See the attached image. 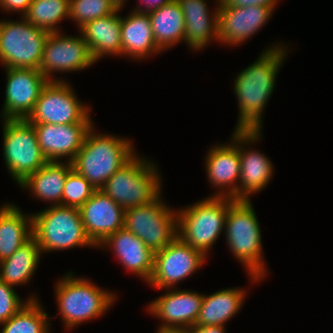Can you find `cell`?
Instances as JSON below:
<instances>
[{"label":"cell","instance_id":"10","mask_svg":"<svg viewBox=\"0 0 333 333\" xmlns=\"http://www.w3.org/2000/svg\"><path fill=\"white\" fill-rule=\"evenodd\" d=\"M161 195L147 205L125 210L124 215V228L154 253L178 237L177 211L165 204Z\"/></svg>","mask_w":333,"mask_h":333},{"label":"cell","instance_id":"31","mask_svg":"<svg viewBox=\"0 0 333 333\" xmlns=\"http://www.w3.org/2000/svg\"><path fill=\"white\" fill-rule=\"evenodd\" d=\"M42 306L39 300H30L19 312L0 324V333H49L50 317Z\"/></svg>","mask_w":333,"mask_h":333},{"label":"cell","instance_id":"16","mask_svg":"<svg viewBox=\"0 0 333 333\" xmlns=\"http://www.w3.org/2000/svg\"><path fill=\"white\" fill-rule=\"evenodd\" d=\"M205 156L206 175L212 187L217 188L211 196L237 200L241 171L239 131H233L229 144L213 145Z\"/></svg>","mask_w":333,"mask_h":333},{"label":"cell","instance_id":"12","mask_svg":"<svg viewBox=\"0 0 333 333\" xmlns=\"http://www.w3.org/2000/svg\"><path fill=\"white\" fill-rule=\"evenodd\" d=\"M95 64L83 36L50 33L45 43L43 56L38 68L48 81H66L53 73L81 71ZM56 78V79H55Z\"/></svg>","mask_w":333,"mask_h":333},{"label":"cell","instance_id":"20","mask_svg":"<svg viewBox=\"0 0 333 333\" xmlns=\"http://www.w3.org/2000/svg\"><path fill=\"white\" fill-rule=\"evenodd\" d=\"M79 211L87 236L96 246L109 235L124 228L125 210L100 190H97Z\"/></svg>","mask_w":333,"mask_h":333},{"label":"cell","instance_id":"37","mask_svg":"<svg viewBox=\"0 0 333 333\" xmlns=\"http://www.w3.org/2000/svg\"><path fill=\"white\" fill-rule=\"evenodd\" d=\"M141 3H138L139 5L142 4L144 6L140 7L139 5L133 8L132 11L138 12V13H150L153 11H156L157 9L161 8L163 5L171 3L173 0H140Z\"/></svg>","mask_w":333,"mask_h":333},{"label":"cell","instance_id":"23","mask_svg":"<svg viewBox=\"0 0 333 333\" xmlns=\"http://www.w3.org/2000/svg\"><path fill=\"white\" fill-rule=\"evenodd\" d=\"M118 9L109 16L86 23L78 29L95 62L107 56H122L121 16Z\"/></svg>","mask_w":333,"mask_h":333},{"label":"cell","instance_id":"38","mask_svg":"<svg viewBox=\"0 0 333 333\" xmlns=\"http://www.w3.org/2000/svg\"><path fill=\"white\" fill-rule=\"evenodd\" d=\"M189 333H226L225 326H197L188 329Z\"/></svg>","mask_w":333,"mask_h":333},{"label":"cell","instance_id":"5","mask_svg":"<svg viewBox=\"0 0 333 333\" xmlns=\"http://www.w3.org/2000/svg\"><path fill=\"white\" fill-rule=\"evenodd\" d=\"M137 153L117 170L100 189L124 210L144 206L161 194L158 166Z\"/></svg>","mask_w":333,"mask_h":333},{"label":"cell","instance_id":"26","mask_svg":"<svg viewBox=\"0 0 333 333\" xmlns=\"http://www.w3.org/2000/svg\"><path fill=\"white\" fill-rule=\"evenodd\" d=\"M245 288L220 289L210 295L204 294L197 326H225L237 314L246 296Z\"/></svg>","mask_w":333,"mask_h":333},{"label":"cell","instance_id":"3","mask_svg":"<svg viewBox=\"0 0 333 333\" xmlns=\"http://www.w3.org/2000/svg\"><path fill=\"white\" fill-rule=\"evenodd\" d=\"M251 200H235L227 211L225 239L227 245L251 278L263 280L268 273L263 259L261 229Z\"/></svg>","mask_w":333,"mask_h":333},{"label":"cell","instance_id":"24","mask_svg":"<svg viewBox=\"0 0 333 333\" xmlns=\"http://www.w3.org/2000/svg\"><path fill=\"white\" fill-rule=\"evenodd\" d=\"M122 56L135 60L150 58L162 50L156 45L147 13L129 12L121 16Z\"/></svg>","mask_w":333,"mask_h":333},{"label":"cell","instance_id":"22","mask_svg":"<svg viewBox=\"0 0 333 333\" xmlns=\"http://www.w3.org/2000/svg\"><path fill=\"white\" fill-rule=\"evenodd\" d=\"M184 15V42L189 49L199 51L213 41L218 42V6L209 12L206 0H176ZM212 13V14H211Z\"/></svg>","mask_w":333,"mask_h":333},{"label":"cell","instance_id":"34","mask_svg":"<svg viewBox=\"0 0 333 333\" xmlns=\"http://www.w3.org/2000/svg\"><path fill=\"white\" fill-rule=\"evenodd\" d=\"M30 300H38L33 294L26 301H23L15 288L9 286L0 280V324L9 320L17 312H19Z\"/></svg>","mask_w":333,"mask_h":333},{"label":"cell","instance_id":"13","mask_svg":"<svg viewBox=\"0 0 333 333\" xmlns=\"http://www.w3.org/2000/svg\"><path fill=\"white\" fill-rule=\"evenodd\" d=\"M206 259L200 250L177 237L165 248L155 252L153 272L147 284L162 290L174 289L179 281L196 273Z\"/></svg>","mask_w":333,"mask_h":333},{"label":"cell","instance_id":"9","mask_svg":"<svg viewBox=\"0 0 333 333\" xmlns=\"http://www.w3.org/2000/svg\"><path fill=\"white\" fill-rule=\"evenodd\" d=\"M50 32L19 20H0V64L38 70Z\"/></svg>","mask_w":333,"mask_h":333},{"label":"cell","instance_id":"1","mask_svg":"<svg viewBox=\"0 0 333 333\" xmlns=\"http://www.w3.org/2000/svg\"><path fill=\"white\" fill-rule=\"evenodd\" d=\"M275 44L264 49L254 63L236 76L234 93L238 102V121L234 130L262 131L264 109L276 86L277 74L288 53Z\"/></svg>","mask_w":333,"mask_h":333},{"label":"cell","instance_id":"30","mask_svg":"<svg viewBox=\"0 0 333 333\" xmlns=\"http://www.w3.org/2000/svg\"><path fill=\"white\" fill-rule=\"evenodd\" d=\"M70 16V0H33L23 16L29 23L47 32H62L58 23Z\"/></svg>","mask_w":333,"mask_h":333},{"label":"cell","instance_id":"41","mask_svg":"<svg viewBox=\"0 0 333 333\" xmlns=\"http://www.w3.org/2000/svg\"><path fill=\"white\" fill-rule=\"evenodd\" d=\"M217 4H223L225 0H216Z\"/></svg>","mask_w":333,"mask_h":333},{"label":"cell","instance_id":"7","mask_svg":"<svg viewBox=\"0 0 333 333\" xmlns=\"http://www.w3.org/2000/svg\"><path fill=\"white\" fill-rule=\"evenodd\" d=\"M234 201L231 197L208 196L177 210L178 237L207 257L225 231L228 207Z\"/></svg>","mask_w":333,"mask_h":333},{"label":"cell","instance_id":"15","mask_svg":"<svg viewBox=\"0 0 333 333\" xmlns=\"http://www.w3.org/2000/svg\"><path fill=\"white\" fill-rule=\"evenodd\" d=\"M203 297V293L188 289H166L146 310L162 321L157 330H188L196 324Z\"/></svg>","mask_w":333,"mask_h":333},{"label":"cell","instance_id":"27","mask_svg":"<svg viewBox=\"0 0 333 333\" xmlns=\"http://www.w3.org/2000/svg\"><path fill=\"white\" fill-rule=\"evenodd\" d=\"M32 235V214L25 215L15 204L0 207V261L12 256Z\"/></svg>","mask_w":333,"mask_h":333},{"label":"cell","instance_id":"6","mask_svg":"<svg viewBox=\"0 0 333 333\" xmlns=\"http://www.w3.org/2000/svg\"><path fill=\"white\" fill-rule=\"evenodd\" d=\"M32 235L42 254L50 251L97 246L85 231L78 208L48 206L32 214Z\"/></svg>","mask_w":333,"mask_h":333},{"label":"cell","instance_id":"28","mask_svg":"<svg viewBox=\"0 0 333 333\" xmlns=\"http://www.w3.org/2000/svg\"><path fill=\"white\" fill-rule=\"evenodd\" d=\"M41 249L32 237L9 258L0 261V280L9 286L26 285L40 263Z\"/></svg>","mask_w":333,"mask_h":333},{"label":"cell","instance_id":"18","mask_svg":"<svg viewBox=\"0 0 333 333\" xmlns=\"http://www.w3.org/2000/svg\"><path fill=\"white\" fill-rule=\"evenodd\" d=\"M273 9L267 6H218V42L241 45L257 33L271 18Z\"/></svg>","mask_w":333,"mask_h":333},{"label":"cell","instance_id":"32","mask_svg":"<svg viewBox=\"0 0 333 333\" xmlns=\"http://www.w3.org/2000/svg\"><path fill=\"white\" fill-rule=\"evenodd\" d=\"M117 10L111 0H70L69 19L75 21L80 29L86 23L109 16Z\"/></svg>","mask_w":333,"mask_h":333},{"label":"cell","instance_id":"25","mask_svg":"<svg viewBox=\"0 0 333 333\" xmlns=\"http://www.w3.org/2000/svg\"><path fill=\"white\" fill-rule=\"evenodd\" d=\"M73 169L71 162L48 161L18 186L50 206L62 205V194L68 173Z\"/></svg>","mask_w":333,"mask_h":333},{"label":"cell","instance_id":"17","mask_svg":"<svg viewBox=\"0 0 333 333\" xmlns=\"http://www.w3.org/2000/svg\"><path fill=\"white\" fill-rule=\"evenodd\" d=\"M262 131H239L240 181L237 200H251L250 196L265 189L273 175V163L251 147L261 139ZM251 144V145H250ZM249 145V146H248ZM246 146L248 147L246 148ZM253 148V149H252Z\"/></svg>","mask_w":333,"mask_h":333},{"label":"cell","instance_id":"2","mask_svg":"<svg viewBox=\"0 0 333 333\" xmlns=\"http://www.w3.org/2000/svg\"><path fill=\"white\" fill-rule=\"evenodd\" d=\"M95 124L89 129L82 147L71 162L73 169L96 189L134 155L135 146L129 138L98 133Z\"/></svg>","mask_w":333,"mask_h":333},{"label":"cell","instance_id":"8","mask_svg":"<svg viewBox=\"0 0 333 333\" xmlns=\"http://www.w3.org/2000/svg\"><path fill=\"white\" fill-rule=\"evenodd\" d=\"M2 124L5 167L19 185L48 160L40 149L35 128L26 119H5Z\"/></svg>","mask_w":333,"mask_h":333},{"label":"cell","instance_id":"14","mask_svg":"<svg viewBox=\"0 0 333 333\" xmlns=\"http://www.w3.org/2000/svg\"><path fill=\"white\" fill-rule=\"evenodd\" d=\"M5 71V101L1 118L26 119L34 109L41 90L48 80L36 69L5 68Z\"/></svg>","mask_w":333,"mask_h":333},{"label":"cell","instance_id":"19","mask_svg":"<svg viewBox=\"0 0 333 333\" xmlns=\"http://www.w3.org/2000/svg\"><path fill=\"white\" fill-rule=\"evenodd\" d=\"M40 149L48 161L72 162L83 145L93 122L73 124H32Z\"/></svg>","mask_w":333,"mask_h":333},{"label":"cell","instance_id":"39","mask_svg":"<svg viewBox=\"0 0 333 333\" xmlns=\"http://www.w3.org/2000/svg\"><path fill=\"white\" fill-rule=\"evenodd\" d=\"M156 333H189L188 330H157Z\"/></svg>","mask_w":333,"mask_h":333},{"label":"cell","instance_id":"4","mask_svg":"<svg viewBox=\"0 0 333 333\" xmlns=\"http://www.w3.org/2000/svg\"><path fill=\"white\" fill-rule=\"evenodd\" d=\"M55 286L62 325L69 330L104 315L117 300V294L98 287L88 278L77 277L71 271L63 275Z\"/></svg>","mask_w":333,"mask_h":333},{"label":"cell","instance_id":"35","mask_svg":"<svg viewBox=\"0 0 333 333\" xmlns=\"http://www.w3.org/2000/svg\"><path fill=\"white\" fill-rule=\"evenodd\" d=\"M33 0H0V8L6 12H19L24 16Z\"/></svg>","mask_w":333,"mask_h":333},{"label":"cell","instance_id":"33","mask_svg":"<svg viewBox=\"0 0 333 333\" xmlns=\"http://www.w3.org/2000/svg\"><path fill=\"white\" fill-rule=\"evenodd\" d=\"M97 190L72 169L64 184L62 206L80 208Z\"/></svg>","mask_w":333,"mask_h":333},{"label":"cell","instance_id":"11","mask_svg":"<svg viewBox=\"0 0 333 333\" xmlns=\"http://www.w3.org/2000/svg\"><path fill=\"white\" fill-rule=\"evenodd\" d=\"M67 81H48L26 118L31 124H73L93 122L91 106L84 105Z\"/></svg>","mask_w":333,"mask_h":333},{"label":"cell","instance_id":"40","mask_svg":"<svg viewBox=\"0 0 333 333\" xmlns=\"http://www.w3.org/2000/svg\"><path fill=\"white\" fill-rule=\"evenodd\" d=\"M118 9H124L125 2H127L126 0H111Z\"/></svg>","mask_w":333,"mask_h":333},{"label":"cell","instance_id":"21","mask_svg":"<svg viewBox=\"0 0 333 333\" xmlns=\"http://www.w3.org/2000/svg\"><path fill=\"white\" fill-rule=\"evenodd\" d=\"M97 247L98 249L110 248L124 269L137 275L146 283L149 282L153 272L155 253L134 233L122 228L109 235Z\"/></svg>","mask_w":333,"mask_h":333},{"label":"cell","instance_id":"36","mask_svg":"<svg viewBox=\"0 0 333 333\" xmlns=\"http://www.w3.org/2000/svg\"><path fill=\"white\" fill-rule=\"evenodd\" d=\"M279 0H225V7L267 6L275 10Z\"/></svg>","mask_w":333,"mask_h":333},{"label":"cell","instance_id":"29","mask_svg":"<svg viewBox=\"0 0 333 333\" xmlns=\"http://www.w3.org/2000/svg\"><path fill=\"white\" fill-rule=\"evenodd\" d=\"M156 45L165 51L184 41L185 21L176 0L148 13Z\"/></svg>","mask_w":333,"mask_h":333}]
</instances>
